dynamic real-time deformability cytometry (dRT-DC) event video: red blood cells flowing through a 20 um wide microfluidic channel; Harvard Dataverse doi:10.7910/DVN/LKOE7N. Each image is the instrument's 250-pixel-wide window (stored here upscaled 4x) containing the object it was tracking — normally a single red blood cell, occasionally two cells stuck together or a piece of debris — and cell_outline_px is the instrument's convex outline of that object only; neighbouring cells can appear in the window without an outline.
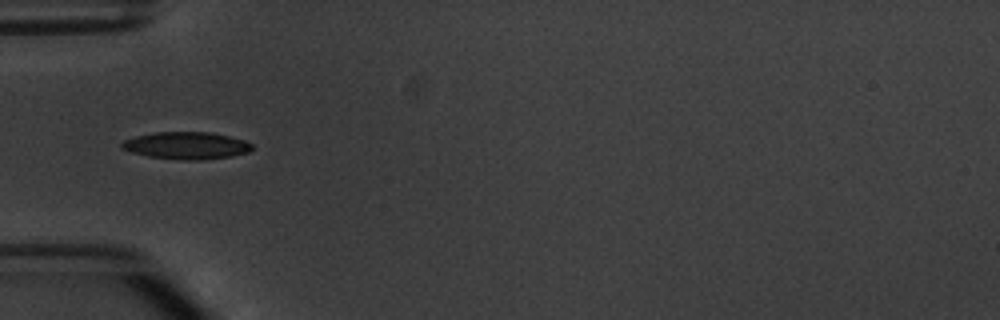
{"species": "common noctule bat (a hibernating species)", "species_latin": "Nyctalus noctula", "temperature_condition": "warm", "stored_images_in_passage": 8, "camera_frame_rate_fps": 3000, "um_per_image_px": 0.085, "animal": {"sex": "male", "body_mass_g": 20.1, "forearm_length_mm": 53.5}, "frame": {"image": 1, "passage_image": 5, "time_ms": 5.667, "image_size_px": [1000, 320], "cell_outline_px": [[252, 148], [248, 152], [232, 156], [200, 160], [180, 160], [148, 156], [132, 152], [120, 148], [120, 144], [124, 140], [136, 136], [156, 132], [208, 132], [228, 136], [244, 140], [252, 144]], "centroid_in_image_um": [15.82, 12.37], "position_along_channel_um": 69.2, "area_um2": 20.58}}
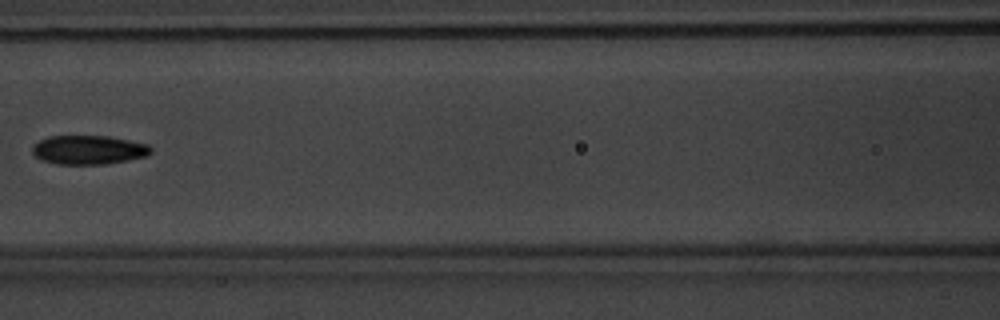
{"frame": {"image": 2, "passage_image": 7, "time_ms": 8.0, "image_size_px": [1000, 320], "cell_outline_px": [[152, 152], [148, 156], [128, 160], [104, 164], [56, 164], [40, 160], [32, 152], [32, 148], [40, 140], [48, 136], [108, 136], [148, 144], [152, 148]], "centroid_in_image_um": [7.55, 12.74], "position_along_channel_um": 159.1, "area_um2": 20.06}}